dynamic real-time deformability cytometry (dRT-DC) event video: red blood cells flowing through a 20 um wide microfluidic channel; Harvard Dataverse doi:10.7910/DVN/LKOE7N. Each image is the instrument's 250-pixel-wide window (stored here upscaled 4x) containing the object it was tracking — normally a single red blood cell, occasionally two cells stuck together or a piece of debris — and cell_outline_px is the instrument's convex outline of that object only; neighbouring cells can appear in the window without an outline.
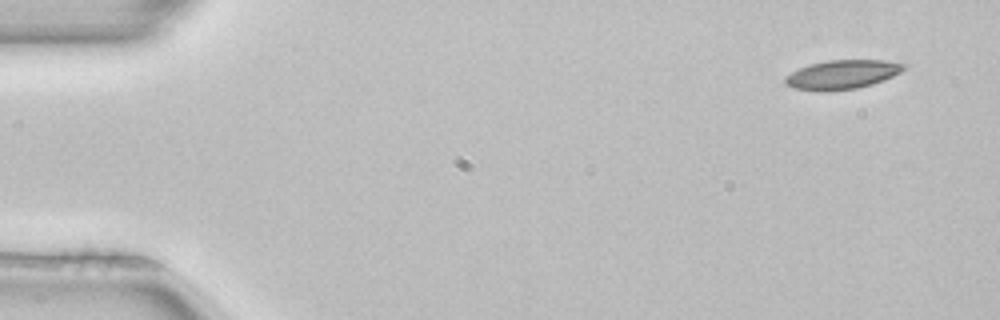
{"species": "common noctule bat (a hibernating species)", "species_latin": "Nyctalus noctula", "temperature_condition": "room temperature", "stored_images_in_passage": 4, "camera_frame_rate_fps": 3000, "um_per_image_px": 0.085, "animal": {"sex": "female", "body_mass_g": 22.7, "forearm_length_mm": 54.2}, "frame": {"image": 1, "passage_image": 1, "time_ms": 0.0, "image_size_px": [1000, 320], "cell_outline_px": [[908, 64], [900, 72], [892, 76], [872, 84], [856, 88], [828, 92], [820, 92], [792, 88], [784, 84], [784, 76], [808, 64], [828, 60], [884, 60]], "centroid_in_image_um": [71.53, 6.34], "position_along_channel_um": 13.5, "area_um2": 20.29}}
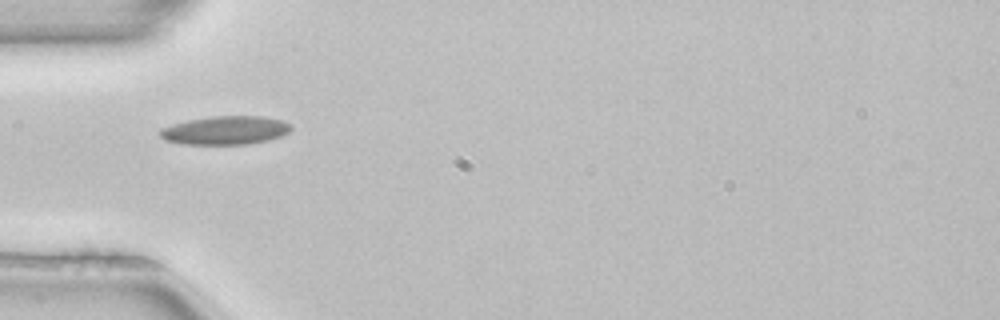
{"frame": {"image": 2, "passage_image": 4, "time_ms": 1.0, "image_size_px": [1000, 320], "cell_outline_px": [[292, 128], [288, 132], [280, 136], [268, 140], [248, 144], [184, 144], [164, 140], [156, 132], [160, 128], [188, 120], [212, 116], [264, 116], [284, 120], [292, 124]], "centroid_in_image_um": [19.16, 11.07], "position_along_channel_um": 65.8, "area_um2": 21.96}}